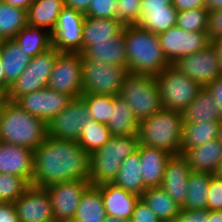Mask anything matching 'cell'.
<instances>
[{
    "label": "cell",
    "mask_w": 222,
    "mask_h": 222,
    "mask_svg": "<svg viewBox=\"0 0 222 222\" xmlns=\"http://www.w3.org/2000/svg\"><path fill=\"white\" fill-rule=\"evenodd\" d=\"M89 154L73 140L49 136L33 151L31 186L46 188L70 180H89Z\"/></svg>",
    "instance_id": "obj_1"
},
{
    "label": "cell",
    "mask_w": 222,
    "mask_h": 222,
    "mask_svg": "<svg viewBox=\"0 0 222 222\" xmlns=\"http://www.w3.org/2000/svg\"><path fill=\"white\" fill-rule=\"evenodd\" d=\"M127 69L133 74H160L170 64L162 52L158 34L138 25H125Z\"/></svg>",
    "instance_id": "obj_2"
},
{
    "label": "cell",
    "mask_w": 222,
    "mask_h": 222,
    "mask_svg": "<svg viewBox=\"0 0 222 222\" xmlns=\"http://www.w3.org/2000/svg\"><path fill=\"white\" fill-rule=\"evenodd\" d=\"M48 136L47 123L9 101L0 117V141L34 151Z\"/></svg>",
    "instance_id": "obj_3"
},
{
    "label": "cell",
    "mask_w": 222,
    "mask_h": 222,
    "mask_svg": "<svg viewBox=\"0 0 222 222\" xmlns=\"http://www.w3.org/2000/svg\"><path fill=\"white\" fill-rule=\"evenodd\" d=\"M183 124L182 112L163 108L151 117L139 121V145L180 155Z\"/></svg>",
    "instance_id": "obj_4"
},
{
    "label": "cell",
    "mask_w": 222,
    "mask_h": 222,
    "mask_svg": "<svg viewBox=\"0 0 222 222\" xmlns=\"http://www.w3.org/2000/svg\"><path fill=\"white\" fill-rule=\"evenodd\" d=\"M139 145L138 133L126 136H112L101 148L89 155V181L97 186L112 183L122 161L133 154Z\"/></svg>",
    "instance_id": "obj_5"
},
{
    "label": "cell",
    "mask_w": 222,
    "mask_h": 222,
    "mask_svg": "<svg viewBox=\"0 0 222 222\" xmlns=\"http://www.w3.org/2000/svg\"><path fill=\"white\" fill-rule=\"evenodd\" d=\"M118 96L127 102L139 121L164 108L155 75L128 73Z\"/></svg>",
    "instance_id": "obj_6"
},
{
    "label": "cell",
    "mask_w": 222,
    "mask_h": 222,
    "mask_svg": "<svg viewBox=\"0 0 222 222\" xmlns=\"http://www.w3.org/2000/svg\"><path fill=\"white\" fill-rule=\"evenodd\" d=\"M165 109L182 112L203 88L170 64L155 76Z\"/></svg>",
    "instance_id": "obj_7"
},
{
    "label": "cell",
    "mask_w": 222,
    "mask_h": 222,
    "mask_svg": "<svg viewBox=\"0 0 222 222\" xmlns=\"http://www.w3.org/2000/svg\"><path fill=\"white\" fill-rule=\"evenodd\" d=\"M82 94L117 96L127 76L125 66L108 65L82 56Z\"/></svg>",
    "instance_id": "obj_8"
},
{
    "label": "cell",
    "mask_w": 222,
    "mask_h": 222,
    "mask_svg": "<svg viewBox=\"0 0 222 222\" xmlns=\"http://www.w3.org/2000/svg\"><path fill=\"white\" fill-rule=\"evenodd\" d=\"M54 47L31 58L25 71L14 81L8 91L9 99L15 102L19 97L47 87L57 56Z\"/></svg>",
    "instance_id": "obj_9"
},
{
    "label": "cell",
    "mask_w": 222,
    "mask_h": 222,
    "mask_svg": "<svg viewBox=\"0 0 222 222\" xmlns=\"http://www.w3.org/2000/svg\"><path fill=\"white\" fill-rule=\"evenodd\" d=\"M158 37L169 64H174L183 56L197 53L211 44L207 32H188L177 25L158 34Z\"/></svg>",
    "instance_id": "obj_10"
},
{
    "label": "cell",
    "mask_w": 222,
    "mask_h": 222,
    "mask_svg": "<svg viewBox=\"0 0 222 222\" xmlns=\"http://www.w3.org/2000/svg\"><path fill=\"white\" fill-rule=\"evenodd\" d=\"M82 55L61 52L55 61L47 87L73 99L82 95Z\"/></svg>",
    "instance_id": "obj_11"
},
{
    "label": "cell",
    "mask_w": 222,
    "mask_h": 222,
    "mask_svg": "<svg viewBox=\"0 0 222 222\" xmlns=\"http://www.w3.org/2000/svg\"><path fill=\"white\" fill-rule=\"evenodd\" d=\"M91 119L86 102L81 97L75 98L47 123L48 136L57 140L77 141L82 127Z\"/></svg>",
    "instance_id": "obj_12"
},
{
    "label": "cell",
    "mask_w": 222,
    "mask_h": 222,
    "mask_svg": "<svg viewBox=\"0 0 222 222\" xmlns=\"http://www.w3.org/2000/svg\"><path fill=\"white\" fill-rule=\"evenodd\" d=\"M85 15L64 7L51 33L52 47L59 52L80 53L83 48V22Z\"/></svg>",
    "instance_id": "obj_13"
},
{
    "label": "cell",
    "mask_w": 222,
    "mask_h": 222,
    "mask_svg": "<svg viewBox=\"0 0 222 222\" xmlns=\"http://www.w3.org/2000/svg\"><path fill=\"white\" fill-rule=\"evenodd\" d=\"M90 185L89 180H70L46 187L54 219L60 222H72L81 196Z\"/></svg>",
    "instance_id": "obj_14"
},
{
    "label": "cell",
    "mask_w": 222,
    "mask_h": 222,
    "mask_svg": "<svg viewBox=\"0 0 222 222\" xmlns=\"http://www.w3.org/2000/svg\"><path fill=\"white\" fill-rule=\"evenodd\" d=\"M173 65L202 87L222 76L217 51L212 44L197 53L183 56Z\"/></svg>",
    "instance_id": "obj_15"
},
{
    "label": "cell",
    "mask_w": 222,
    "mask_h": 222,
    "mask_svg": "<svg viewBox=\"0 0 222 222\" xmlns=\"http://www.w3.org/2000/svg\"><path fill=\"white\" fill-rule=\"evenodd\" d=\"M73 98L65 93L44 87L19 97L15 103L30 115L36 116L46 123L67 107Z\"/></svg>",
    "instance_id": "obj_16"
},
{
    "label": "cell",
    "mask_w": 222,
    "mask_h": 222,
    "mask_svg": "<svg viewBox=\"0 0 222 222\" xmlns=\"http://www.w3.org/2000/svg\"><path fill=\"white\" fill-rule=\"evenodd\" d=\"M19 222H52L53 210L45 188L30 186L15 202Z\"/></svg>",
    "instance_id": "obj_17"
},
{
    "label": "cell",
    "mask_w": 222,
    "mask_h": 222,
    "mask_svg": "<svg viewBox=\"0 0 222 222\" xmlns=\"http://www.w3.org/2000/svg\"><path fill=\"white\" fill-rule=\"evenodd\" d=\"M172 0H142L139 27L160 34L176 26L178 11Z\"/></svg>",
    "instance_id": "obj_18"
},
{
    "label": "cell",
    "mask_w": 222,
    "mask_h": 222,
    "mask_svg": "<svg viewBox=\"0 0 222 222\" xmlns=\"http://www.w3.org/2000/svg\"><path fill=\"white\" fill-rule=\"evenodd\" d=\"M33 164L32 150L0 141V173L22 177L31 184Z\"/></svg>",
    "instance_id": "obj_19"
},
{
    "label": "cell",
    "mask_w": 222,
    "mask_h": 222,
    "mask_svg": "<svg viewBox=\"0 0 222 222\" xmlns=\"http://www.w3.org/2000/svg\"><path fill=\"white\" fill-rule=\"evenodd\" d=\"M190 172V166L182 154L172 155L165 166L161 187L181 208L187 194V180Z\"/></svg>",
    "instance_id": "obj_20"
},
{
    "label": "cell",
    "mask_w": 222,
    "mask_h": 222,
    "mask_svg": "<svg viewBox=\"0 0 222 222\" xmlns=\"http://www.w3.org/2000/svg\"><path fill=\"white\" fill-rule=\"evenodd\" d=\"M182 156L187 160L191 171L214 175L222 161V143L218 139L209 140L203 145L185 150Z\"/></svg>",
    "instance_id": "obj_21"
},
{
    "label": "cell",
    "mask_w": 222,
    "mask_h": 222,
    "mask_svg": "<svg viewBox=\"0 0 222 222\" xmlns=\"http://www.w3.org/2000/svg\"><path fill=\"white\" fill-rule=\"evenodd\" d=\"M103 199L107 216L130 219L139 196L115 186L113 183H104L96 186Z\"/></svg>",
    "instance_id": "obj_22"
},
{
    "label": "cell",
    "mask_w": 222,
    "mask_h": 222,
    "mask_svg": "<svg viewBox=\"0 0 222 222\" xmlns=\"http://www.w3.org/2000/svg\"><path fill=\"white\" fill-rule=\"evenodd\" d=\"M140 153L141 176L146 188L160 187L165 166L172 154L164 149L138 145Z\"/></svg>",
    "instance_id": "obj_23"
},
{
    "label": "cell",
    "mask_w": 222,
    "mask_h": 222,
    "mask_svg": "<svg viewBox=\"0 0 222 222\" xmlns=\"http://www.w3.org/2000/svg\"><path fill=\"white\" fill-rule=\"evenodd\" d=\"M81 55L85 59L127 68L124 30L119 35L111 37L110 41L95 42L94 45L87 47Z\"/></svg>",
    "instance_id": "obj_24"
},
{
    "label": "cell",
    "mask_w": 222,
    "mask_h": 222,
    "mask_svg": "<svg viewBox=\"0 0 222 222\" xmlns=\"http://www.w3.org/2000/svg\"><path fill=\"white\" fill-rule=\"evenodd\" d=\"M31 58L13 39L0 41V60L9 86L25 71Z\"/></svg>",
    "instance_id": "obj_25"
},
{
    "label": "cell",
    "mask_w": 222,
    "mask_h": 222,
    "mask_svg": "<svg viewBox=\"0 0 222 222\" xmlns=\"http://www.w3.org/2000/svg\"><path fill=\"white\" fill-rule=\"evenodd\" d=\"M125 25L117 18H93L85 16L83 22V48L81 53L95 42L110 41L119 35Z\"/></svg>",
    "instance_id": "obj_26"
},
{
    "label": "cell",
    "mask_w": 222,
    "mask_h": 222,
    "mask_svg": "<svg viewBox=\"0 0 222 222\" xmlns=\"http://www.w3.org/2000/svg\"><path fill=\"white\" fill-rule=\"evenodd\" d=\"M112 136H126L138 133L139 120L133 110L120 96H113L110 120L106 124Z\"/></svg>",
    "instance_id": "obj_27"
},
{
    "label": "cell",
    "mask_w": 222,
    "mask_h": 222,
    "mask_svg": "<svg viewBox=\"0 0 222 222\" xmlns=\"http://www.w3.org/2000/svg\"><path fill=\"white\" fill-rule=\"evenodd\" d=\"M183 123L200 121H221L222 116L208 90L203 87L189 105L182 111Z\"/></svg>",
    "instance_id": "obj_28"
},
{
    "label": "cell",
    "mask_w": 222,
    "mask_h": 222,
    "mask_svg": "<svg viewBox=\"0 0 222 222\" xmlns=\"http://www.w3.org/2000/svg\"><path fill=\"white\" fill-rule=\"evenodd\" d=\"M64 7V0H33L27 10L28 25L43 28L52 33Z\"/></svg>",
    "instance_id": "obj_29"
},
{
    "label": "cell",
    "mask_w": 222,
    "mask_h": 222,
    "mask_svg": "<svg viewBox=\"0 0 222 222\" xmlns=\"http://www.w3.org/2000/svg\"><path fill=\"white\" fill-rule=\"evenodd\" d=\"M140 171V153L136 150L122 161L120 170L112 183L140 197L147 189Z\"/></svg>",
    "instance_id": "obj_30"
},
{
    "label": "cell",
    "mask_w": 222,
    "mask_h": 222,
    "mask_svg": "<svg viewBox=\"0 0 222 222\" xmlns=\"http://www.w3.org/2000/svg\"><path fill=\"white\" fill-rule=\"evenodd\" d=\"M106 216L100 190L90 185L81 196L72 222H103Z\"/></svg>",
    "instance_id": "obj_31"
},
{
    "label": "cell",
    "mask_w": 222,
    "mask_h": 222,
    "mask_svg": "<svg viewBox=\"0 0 222 222\" xmlns=\"http://www.w3.org/2000/svg\"><path fill=\"white\" fill-rule=\"evenodd\" d=\"M140 198L163 222H174L181 208L161 186L147 188Z\"/></svg>",
    "instance_id": "obj_32"
},
{
    "label": "cell",
    "mask_w": 222,
    "mask_h": 222,
    "mask_svg": "<svg viewBox=\"0 0 222 222\" xmlns=\"http://www.w3.org/2000/svg\"><path fill=\"white\" fill-rule=\"evenodd\" d=\"M221 121H200L184 123L181 136V154L190 148L203 145L209 140L218 139V127Z\"/></svg>",
    "instance_id": "obj_33"
},
{
    "label": "cell",
    "mask_w": 222,
    "mask_h": 222,
    "mask_svg": "<svg viewBox=\"0 0 222 222\" xmlns=\"http://www.w3.org/2000/svg\"><path fill=\"white\" fill-rule=\"evenodd\" d=\"M13 40L31 57L52 48L51 33L39 27L26 25Z\"/></svg>",
    "instance_id": "obj_34"
},
{
    "label": "cell",
    "mask_w": 222,
    "mask_h": 222,
    "mask_svg": "<svg viewBox=\"0 0 222 222\" xmlns=\"http://www.w3.org/2000/svg\"><path fill=\"white\" fill-rule=\"evenodd\" d=\"M211 174L191 171L187 180V194L182 208L207 209Z\"/></svg>",
    "instance_id": "obj_35"
},
{
    "label": "cell",
    "mask_w": 222,
    "mask_h": 222,
    "mask_svg": "<svg viewBox=\"0 0 222 222\" xmlns=\"http://www.w3.org/2000/svg\"><path fill=\"white\" fill-rule=\"evenodd\" d=\"M26 25L27 10L0 1V41L13 39Z\"/></svg>",
    "instance_id": "obj_36"
},
{
    "label": "cell",
    "mask_w": 222,
    "mask_h": 222,
    "mask_svg": "<svg viewBox=\"0 0 222 222\" xmlns=\"http://www.w3.org/2000/svg\"><path fill=\"white\" fill-rule=\"evenodd\" d=\"M111 137L112 135L105 124L91 119L82 127L77 143L90 155L101 148Z\"/></svg>",
    "instance_id": "obj_37"
},
{
    "label": "cell",
    "mask_w": 222,
    "mask_h": 222,
    "mask_svg": "<svg viewBox=\"0 0 222 222\" xmlns=\"http://www.w3.org/2000/svg\"><path fill=\"white\" fill-rule=\"evenodd\" d=\"M30 186L22 177L0 173V202L14 203Z\"/></svg>",
    "instance_id": "obj_38"
},
{
    "label": "cell",
    "mask_w": 222,
    "mask_h": 222,
    "mask_svg": "<svg viewBox=\"0 0 222 222\" xmlns=\"http://www.w3.org/2000/svg\"><path fill=\"white\" fill-rule=\"evenodd\" d=\"M81 98L90 109L91 117L96 122L107 124L110 120L113 96L103 94H82Z\"/></svg>",
    "instance_id": "obj_39"
},
{
    "label": "cell",
    "mask_w": 222,
    "mask_h": 222,
    "mask_svg": "<svg viewBox=\"0 0 222 222\" xmlns=\"http://www.w3.org/2000/svg\"><path fill=\"white\" fill-rule=\"evenodd\" d=\"M209 13L206 8L180 11L177 14L176 25L188 32H207Z\"/></svg>",
    "instance_id": "obj_40"
},
{
    "label": "cell",
    "mask_w": 222,
    "mask_h": 222,
    "mask_svg": "<svg viewBox=\"0 0 222 222\" xmlns=\"http://www.w3.org/2000/svg\"><path fill=\"white\" fill-rule=\"evenodd\" d=\"M142 0H117L116 18L124 25H135L141 15Z\"/></svg>",
    "instance_id": "obj_41"
},
{
    "label": "cell",
    "mask_w": 222,
    "mask_h": 222,
    "mask_svg": "<svg viewBox=\"0 0 222 222\" xmlns=\"http://www.w3.org/2000/svg\"><path fill=\"white\" fill-rule=\"evenodd\" d=\"M117 0H91L85 16L93 18H116Z\"/></svg>",
    "instance_id": "obj_42"
},
{
    "label": "cell",
    "mask_w": 222,
    "mask_h": 222,
    "mask_svg": "<svg viewBox=\"0 0 222 222\" xmlns=\"http://www.w3.org/2000/svg\"><path fill=\"white\" fill-rule=\"evenodd\" d=\"M207 199V209L209 211L222 210V178L216 174L211 175Z\"/></svg>",
    "instance_id": "obj_43"
},
{
    "label": "cell",
    "mask_w": 222,
    "mask_h": 222,
    "mask_svg": "<svg viewBox=\"0 0 222 222\" xmlns=\"http://www.w3.org/2000/svg\"><path fill=\"white\" fill-rule=\"evenodd\" d=\"M131 222H163L156 216V214L149 208L145 202L139 198L135 204L132 213Z\"/></svg>",
    "instance_id": "obj_44"
},
{
    "label": "cell",
    "mask_w": 222,
    "mask_h": 222,
    "mask_svg": "<svg viewBox=\"0 0 222 222\" xmlns=\"http://www.w3.org/2000/svg\"><path fill=\"white\" fill-rule=\"evenodd\" d=\"M208 209L180 208L174 222H207Z\"/></svg>",
    "instance_id": "obj_45"
},
{
    "label": "cell",
    "mask_w": 222,
    "mask_h": 222,
    "mask_svg": "<svg viewBox=\"0 0 222 222\" xmlns=\"http://www.w3.org/2000/svg\"><path fill=\"white\" fill-rule=\"evenodd\" d=\"M207 33L211 41L222 38V9L209 13Z\"/></svg>",
    "instance_id": "obj_46"
},
{
    "label": "cell",
    "mask_w": 222,
    "mask_h": 222,
    "mask_svg": "<svg viewBox=\"0 0 222 222\" xmlns=\"http://www.w3.org/2000/svg\"><path fill=\"white\" fill-rule=\"evenodd\" d=\"M205 88L216 101L217 107L222 116V76L218 77L213 82H210Z\"/></svg>",
    "instance_id": "obj_47"
},
{
    "label": "cell",
    "mask_w": 222,
    "mask_h": 222,
    "mask_svg": "<svg viewBox=\"0 0 222 222\" xmlns=\"http://www.w3.org/2000/svg\"><path fill=\"white\" fill-rule=\"evenodd\" d=\"M0 222H19L14 203L0 202Z\"/></svg>",
    "instance_id": "obj_48"
},
{
    "label": "cell",
    "mask_w": 222,
    "mask_h": 222,
    "mask_svg": "<svg viewBox=\"0 0 222 222\" xmlns=\"http://www.w3.org/2000/svg\"><path fill=\"white\" fill-rule=\"evenodd\" d=\"M173 7L178 11L205 8L204 0H172Z\"/></svg>",
    "instance_id": "obj_49"
},
{
    "label": "cell",
    "mask_w": 222,
    "mask_h": 222,
    "mask_svg": "<svg viewBox=\"0 0 222 222\" xmlns=\"http://www.w3.org/2000/svg\"><path fill=\"white\" fill-rule=\"evenodd\" d=\"M65 6L72 8L75 11L86 14L90 5L91 0H64Z\"/></svg>",
    "instance_id": "obj_50"
},
{
    "label": "cell",
    "mask_w": 222,
    "mask_h": 222,
    "mask_svg": "<svg viewBox=\"0 0 222 222\" xmlns=\"http://www.w3.org/2000/svg\"><path fill=\"white\" fill-rule=\"evenodd\" d=\"M0 1L25 10H28V8L33 2V0H0Z\"/></svg>",
    "instance_id": "obj_51"
},
{
    "label": "cell",
    "mask_w": 222,
    "mask_h": 222,
    "mask_svg": "<svg viewBox=\"0 0 222 222\" xmlns=\"http://www.w3.org/2000/svg\"><path fill=\"white\" fill-rule=\"evenodd\" d=\"M205 8L209 11L221 10L222 0H204Z\"/></svg>",
    "instance_id": "obj_52"
},
{
    "label": "cell",
    "mask_w": 222,
    "mask_h": 222,
    "mask_svg": "<svg viewBox=\"0 0 222 222\" xmlns=\"http://www.w3.org/2000/svg\"><path fill=\"white\" fill-rule=\"evenodd\" d=\"M211 44L213 45V47L217 51V56H218V60H219V63H220V69H221V72H222V38L215 39V40L211 41Z\"/></svg>",
    "instance_id": "obj_53"
},
{
    "label": "cell",
    "mask_w": 222,
    "mask_h": 222,
    "mask_svg": "<svg viewBox=\"0 0 222 222\" xmlns=\"http://www.w3.org/2000/svg\"><path fill=\"white\" fill-rule=\"evenodd\" d=\"M9 88H10V86L5 82L3 65L0 60V92H8Z\"/></svg>",
    "instance_id": "obj_54"
},
{
    "label": "cell",
    "mask_w": 222,
    "mask_h": 222,
    "mask_svg": "<svg viewBox=\"0 0 222 222\" xmlns=\"http://www.w3.org/2000/svg\"><path fill=\"white\" fill-rule=\"evenodd\" d=\"M207 222H222V210L209 211Z\"/></svg>",
    "instance_id": "obj_55"
},
{
    "label": "cell",
    "mask_w": 222,
    "mask_h": 222,
    "mask_svg": "<svg viewBox=\"0 0 222 222\" xmlns=\"http://www.w3.org/2000/svg\"><path fill=\"white\" fill-rule=\"evenodd\" d=\"M9 95L8 92H0V117L4 112L5 106L9 103Z\"/></svg>",
    "instance_id": "obj_56"
},
{
    "label": "cell",
    "mask_w": 222,
    "mask_h": 222,
    "mask_svg": "<svg viewBox=\"0 0 222 222\" xmlns=\"http://www.w3.org/2000/svg\"><path fill=\"white\" fill-rule=\"evenodd\" d=\"M103 222H131L130 219L117 218L114 216H106Z\"/></svg>",
    "instance_id": "obj_57"
},
{
    "label": "cell",
    "mask_w": 222,
    "mask_h": 222,
    "mask_svg": "<svg viewBox=\"0 0 222 222\" xmlns=\"http://www.w3.org/2000/svg\"><path fill=\"white\" fill-rule=\"evenodd\" d=\"M218 140L220 143H222V120L219 123V127H218Z\"/></svg>",
    "instance_id": "obj_58"
},
{
    "label": "cell",
    "mask_w": 222,
    "mask_h": 222,
    "mask_svg": "<svg viewBox=\"0 0 222 222\" xmlns=\"http://www.w3.org/2000/svg\"><path fill=\"white\" fill-rule=\"evenodd\" d=\"M216 175H217L218 177H221V178H222V161H221V163H220V167H219V169L217 170Z\"/></svg>",
    "instance_id": "obj_59"
}]
</instances>
